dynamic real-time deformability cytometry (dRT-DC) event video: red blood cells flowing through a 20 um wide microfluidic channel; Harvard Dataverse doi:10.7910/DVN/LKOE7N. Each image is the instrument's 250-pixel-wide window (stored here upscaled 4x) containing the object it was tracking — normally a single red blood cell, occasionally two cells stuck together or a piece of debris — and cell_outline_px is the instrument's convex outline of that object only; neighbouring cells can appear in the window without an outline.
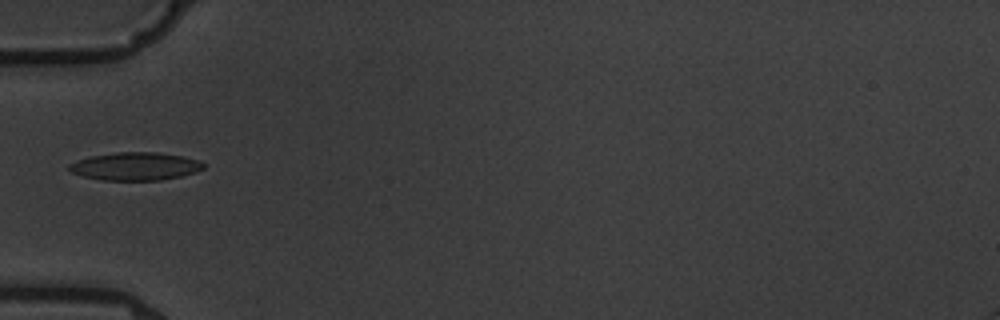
{"species": "common noctule bat (a hibernating species)", "species_latin": "Nyctalus noctula", "temperature_condition": "warm", "stored_images_in_passage": 6, "camera_frame_rate_fps": 3000, "um_per_image_px": 0.085, "animal": {"sex": "male", "body_mass_g": 19.5, "forearm_length_mm": 54.6}, "frame": {"image": 1, "passage_image": 6, "time_ms": 5.667, "image_size_px": [1000, 320], "cell_outline_px": [[204, 168], [196, 172], [180, 176], [160, 180], [100, 180], [84, 176], [72, 172], [68, 168], [68, 164], [76, 160], [92, 156], [116, 152], [156, 152], [184, 156], [200, 160], [204, 164]], "centroid_in_image_um": [11.51, 14.13], "position_along_channel_um": 73.5, "area_um2": 21.91}}